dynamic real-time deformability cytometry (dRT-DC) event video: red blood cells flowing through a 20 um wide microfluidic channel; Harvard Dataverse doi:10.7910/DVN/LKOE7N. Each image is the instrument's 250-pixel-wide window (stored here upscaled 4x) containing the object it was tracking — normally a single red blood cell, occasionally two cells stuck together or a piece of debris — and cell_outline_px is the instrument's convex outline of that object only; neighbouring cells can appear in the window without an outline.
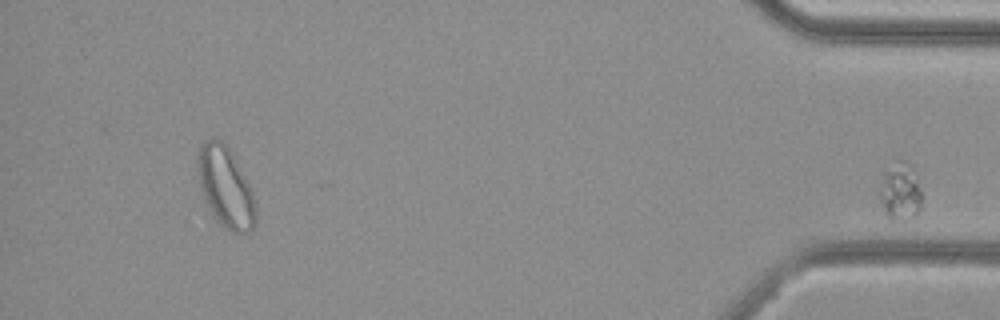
{"species": "common noctule bat (a hibernating species)", "species_latin": "Nyctalus noctula", "temperature_condition": "cold", "stored_images_in_passage": 40, "segment_of_instrument_passage": [2, 2], "camera_frame_rate_fps": 3000, "um_per_image_px": 0.085, "animal": {"sex": "female", "body_mass_g": 29.2, "forearm_length_mm": 56.3}, "frame": {"image": 1, "passage_image": 40, "time_ms": 13.0, "image_size_px": [1000, 320], "cell_outline_px": [[920, 208], [916, 216], [908, 220], [900, 220], [888, 216], [884, 212], [880, 200], [880, 184], [884, 168], [896, 160], [904, 160], [912, 164], [920, 192]], "centroid_in_image_um": [76.5, 16.24], "position_along_channel_um": 358.7, "area_um2": 14.28}}